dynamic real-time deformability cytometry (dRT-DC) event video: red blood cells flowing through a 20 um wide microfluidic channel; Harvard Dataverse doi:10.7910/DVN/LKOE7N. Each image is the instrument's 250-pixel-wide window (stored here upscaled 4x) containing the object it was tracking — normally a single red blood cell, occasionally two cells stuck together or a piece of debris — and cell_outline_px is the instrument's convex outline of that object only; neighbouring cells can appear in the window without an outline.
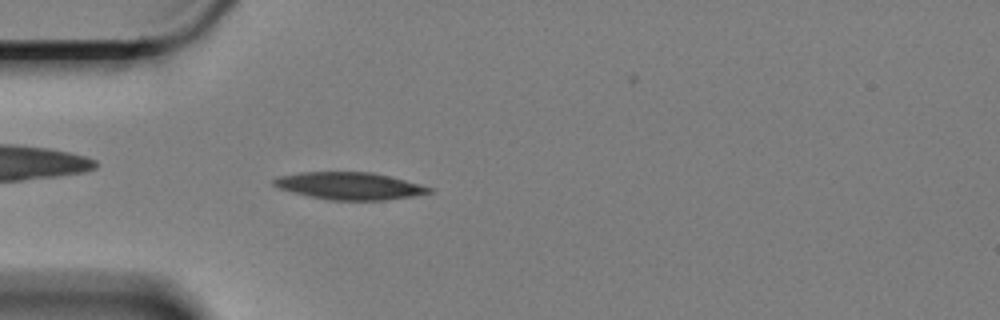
{"species": "Egyptian fruit bat (a non-hibernating species)", "species_latin": "Rousettus aegyptiacus", "temperature_condition": "cold", "stored_images_in_passage": 57, "camera_frame_rate_fps": 3000, "um_per_image_px": 0.085, "animal": {"sex": "female"}, "frame": {"image": 1, "passage_image": 15, "time_ms": 4.667, "image_size_px": [1000, 320], "cell_outline_px": [[436, 188], [432, 192], [412, 196], [384, 200], [332, 200], [292, 192], [280, 188], [272, 184], [272, 180], [276, 176], [300, 172], [372, 172]], "centroid_in_image_um": [29.71, 15.79], "position_along_channel_um": 55.3, "area_um2": 24.57}}
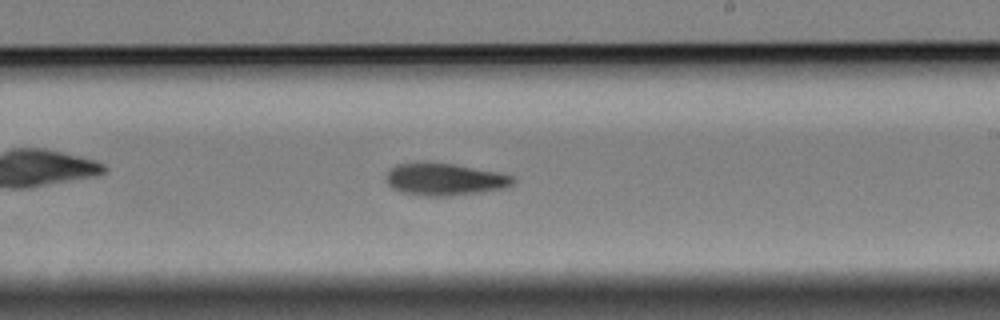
{"frame": {"image": 2, "passage_image": 33, "time_ms": 10.667, "image_size_px": [1000, 320], "cell_outline_px": [[516, 180], [512, 184], [504, 188], [480, 192], [448, 196], [420, 196], [400, 192], [392, 188], [388, 184], [384, 176], [396, 164], [420, 160], [424, 160], [452, 164], [496, 172], [516, 176]], "centroid_in_image_um": [37.73, 15.22], "position_along_channel_um": 251.3, "area_um2": 24.28}}
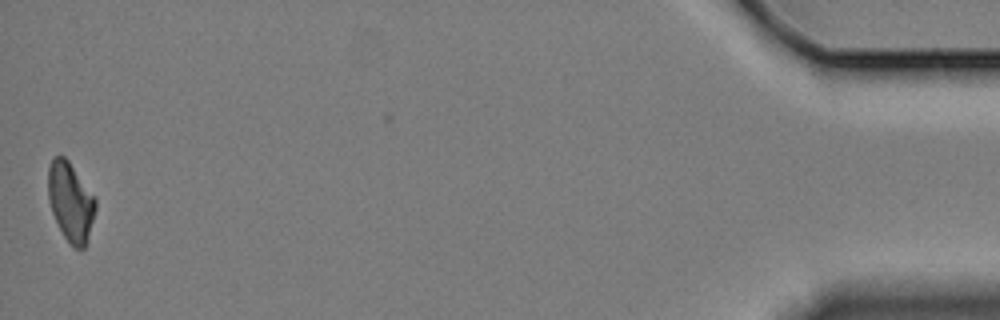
{"frame": {"image": 3, "passage_image": 57, "time_ms": 18.667, "image_size_px": [1000, 320], "cell_outline_px": [[96, 208], [88, 236], [84, 248], [72, 248], [68, 244], [52, 212], [48, 200], [48, 168], [52, 160], [56, 156], [64, 156], [68, 160], [96, 196]], "centroid_in_image_um": [6.01, 17.15], "position_along_channel_um": 429.2, "area_um2": 21.85}, "authors_computed_cell_mechanics": {"area_um2": 23.698, "velocity_mm_per_s": 3.3503, "shape_relaxation_time_tau1_ms": 5.321, "shape_relaxation_time_tau2_ms": null, "deformation_change_tau1": 0.1437, "deformation_change_tau2": null}}